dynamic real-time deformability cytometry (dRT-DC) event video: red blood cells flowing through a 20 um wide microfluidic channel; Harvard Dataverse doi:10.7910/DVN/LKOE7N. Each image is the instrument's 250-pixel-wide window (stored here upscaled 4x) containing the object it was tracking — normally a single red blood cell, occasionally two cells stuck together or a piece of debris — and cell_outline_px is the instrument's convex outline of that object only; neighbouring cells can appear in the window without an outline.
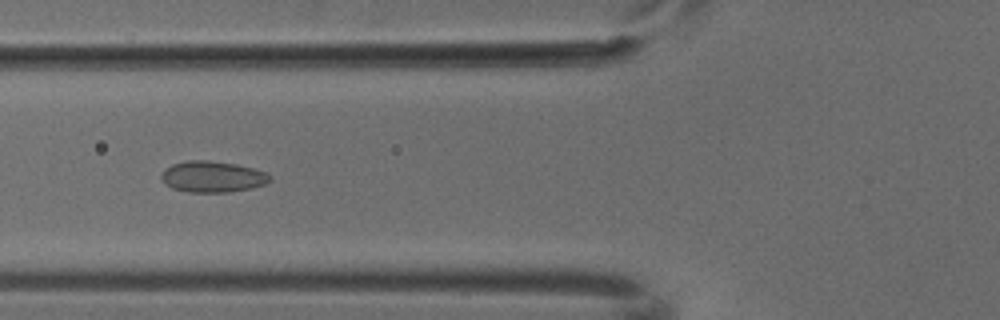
{"species": "common noctule bat (a hibernating species)", "species_latin": "Nyctalus noctula", "temperature_condition": "cold", "stored_images_in_passage": 5, "camera_frame_rate_fps": 3000, "um_per_image_px": 0.085, "animal": {"sex": "male", "body_mass_g": 18.8}, "frame": {"image": 1, "passage_image": 5, "time_ms": 1.333, "image_size_px": [1000, 320], "cell_outline_px": [[272, 180], [264, 184], [252, 188], [228, 192], [188, 192], [172, 188], [164, 184], [160, 176], [172, 164], [188, 160], [208, 160], [236, 164], [252, 168], [264, 172], [272, 176]], "centroid_in_image_um": [18.07, 15.02], "position_along_channel_um": 107.7, "area_um2": 19.65}}